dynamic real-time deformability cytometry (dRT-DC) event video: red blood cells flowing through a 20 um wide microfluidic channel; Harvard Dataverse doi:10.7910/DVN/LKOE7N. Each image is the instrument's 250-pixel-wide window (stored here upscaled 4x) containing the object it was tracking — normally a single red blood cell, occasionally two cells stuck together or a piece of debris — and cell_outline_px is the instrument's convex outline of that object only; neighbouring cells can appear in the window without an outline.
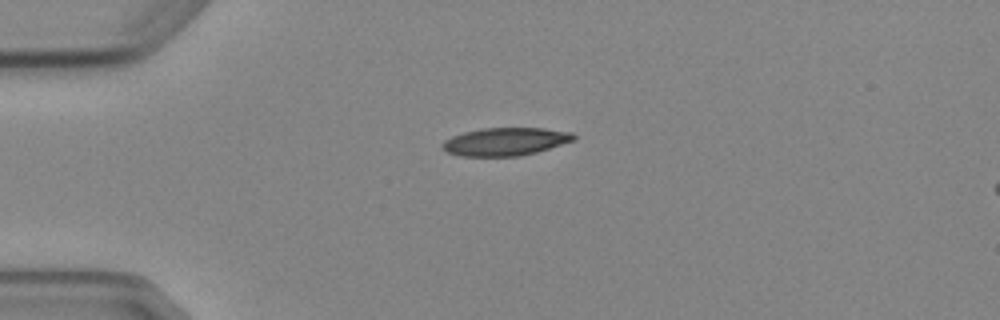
{"species": "Egyptian fruit bat (a non-hibernating species)", "species_latin": "Rousettus aegyptiacus", "temperature_condition": "cold", "stored_images_in_passage": 3, "camera_frame_rate_fps": 3000, "um_per_image_px": 0.085, "animal": {"sex": "female"}, "frame": {"image": 1, "passage_image": 1, "time_ms": 0.0, "image_size_px": [1000, 320], "cell_outline_px": [[576, 136], [572, 140], [536, 152], [520, 156], [460, 156], [448, 152], [440, 144], [444, 140], [452, 136], [464, 132], [484, 128], [544, 128], [572, 132]], "centroid_in_image_um": [42.92, 12.03], "position_along_channel_um": 42.1, "area_um2": 21.15}}
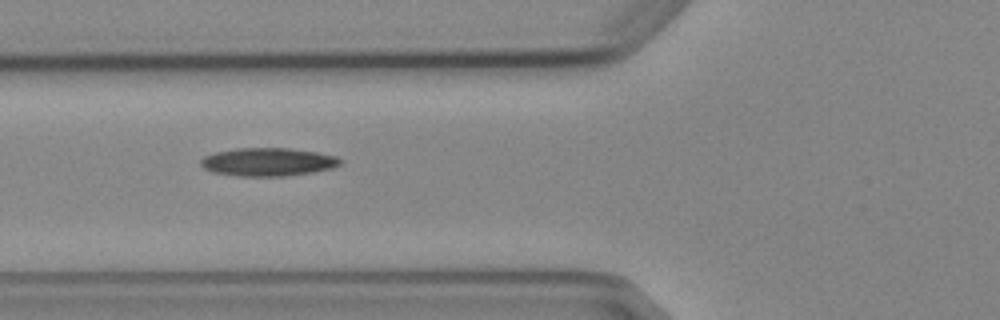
{"frame": {"image": 2, "passage_image": 3, "time_ms": 2.333, "image_size_px": [1000, 320], "cell_outline_px": [[344, 160], [340, 164], [332, 168], [312, 172], [284, 176], [236, 176], [212, 172], [204, 168], [200, 164], [200, 160], [204, 156], [216, 152], [236, 148], [288, 148], [316, 152], [336, 156]], "centroid_in_image_um": [22.77, 13.76], "position_along_channel_um": 103.0, "area_um2": 22.95}}